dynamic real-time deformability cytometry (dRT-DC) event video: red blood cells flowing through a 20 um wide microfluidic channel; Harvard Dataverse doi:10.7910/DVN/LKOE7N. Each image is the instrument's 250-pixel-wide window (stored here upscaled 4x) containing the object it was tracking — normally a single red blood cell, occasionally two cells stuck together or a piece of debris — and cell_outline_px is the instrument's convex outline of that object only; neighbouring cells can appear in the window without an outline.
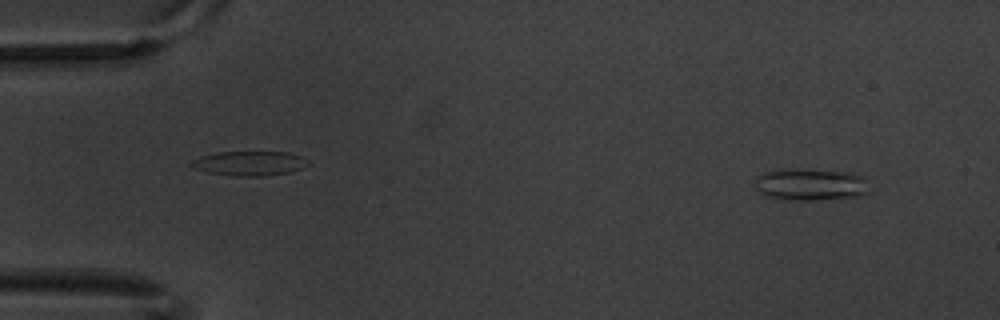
{"species": "common noctule bat (a hibernating species)", "species_latin": "Nyctalus noctula", "temperature_condition": "warm", "stored_images_in_passage": 7, "camera_frame_rate_fps": 3000, "um_per_image_px": 0.085, "animal": {"sex": "male", "body_mass_g": 20.1, "forearm_length_mm": 53.5}, "frame": {"image": 1, "passage_image": 1, "time_ms": 0.0, "image_size_px": [1000, 320], "cell_outline_px": [[868, 192], [860, 196], [816, 200], [784, 200], [764, 196], [756, 188], [756, 176], [764, 172], [784, 168], [804, 168], [852, 172], [868, 180]], "centroid_in_image_um": [68.88, 15.66], "position_along_channel_um": 16.1, "area_um2": 21.91}}
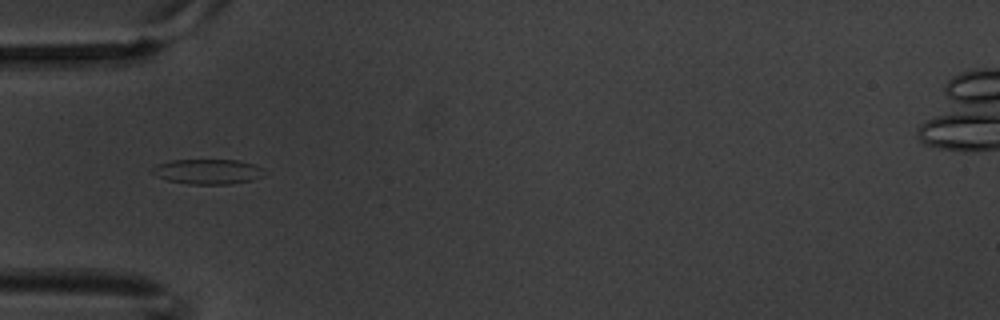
{"frame": {"image": 2, "passage_image": 5, "time_ms": 1.333, "image_size_px": [1000, 320], "cell_outline_px": [[268, 172], [264, 176], [252, 180], [228, 184], [188, 184], [168, 180], [156, 176], [148, 172], [156, 164], [172, 160], [240, 160], [264, 168]], "centroid_in_image_um": [17.67, 14.58], "position_along_channel_um": 67.3, "area_um2": 16.59}}
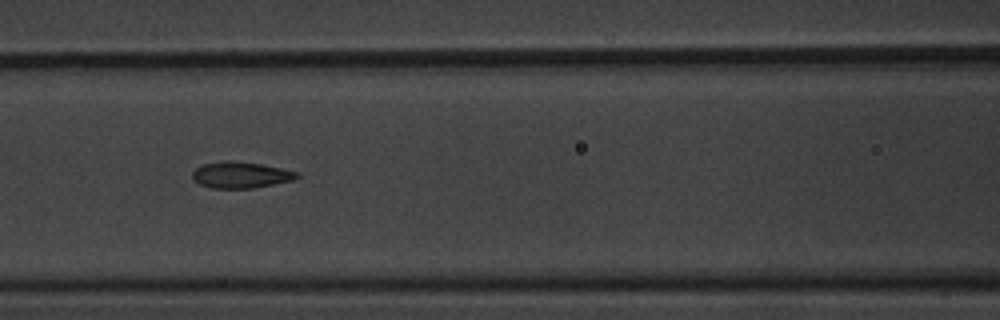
{"frame": {"image": 3, "passage_image": 7, "time_ms": 2.0, "image_size_px": [1000, 320], "cell_outline_px": [[300, 176], [292, 180], [252, 188], [212, 188], [200, 184], [192, 180], [192, 172], [196, 168], [204, 164], [224, 160], [228, 160], [260, 164], [300, 172]], "centroid_in_image_um": [20.44, 14.86], "position_along_channel_um": 146.2, "area_um2": 15.9}}